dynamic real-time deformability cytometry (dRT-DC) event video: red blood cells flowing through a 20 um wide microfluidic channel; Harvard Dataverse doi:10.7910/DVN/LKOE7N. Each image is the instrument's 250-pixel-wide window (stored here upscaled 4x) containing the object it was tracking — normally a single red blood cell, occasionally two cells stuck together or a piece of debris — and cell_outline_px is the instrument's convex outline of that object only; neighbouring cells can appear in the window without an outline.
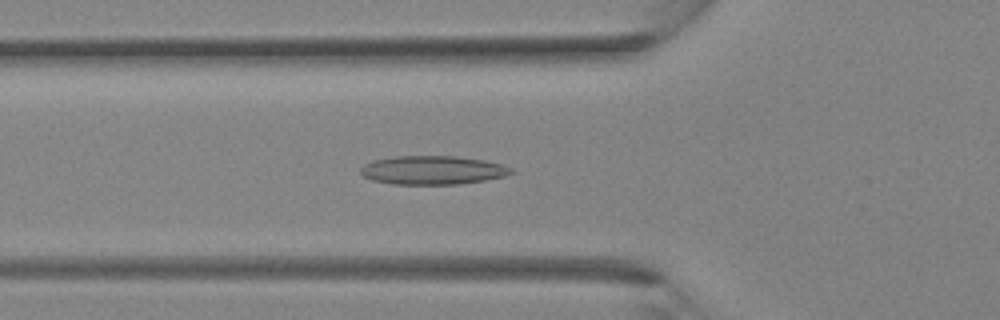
{"species": "Egyptian fruit bat (a non-hibernating species)", "species_latin": "Rousettus aegyptiacus", "temperature_condition": "room temperature", "stored_images_in_passage": 35, "camera_frame_rate_fps": 3000, "um_per_image_px": 0.085, "animal": {"sex": "female"}, "frame": {"image": 1, "passage_image": 12, "time_ms": 3.667, "image_size_px": [1000, 320], "cell_outline_px": [[516, 172], [504, 176], [484, 180], [460, 184], [392, 184], [372, 180], [364, 176], [360, 172], [360, 168], [364, 164], [372, 160], [396, 156], [456, 156], [484, 160], [504, 164], [512, 168]], "centroid_in_image_um": [36.79, 14.46], "position_along_channel_um": 89.0, "area_um2": 25.32}}
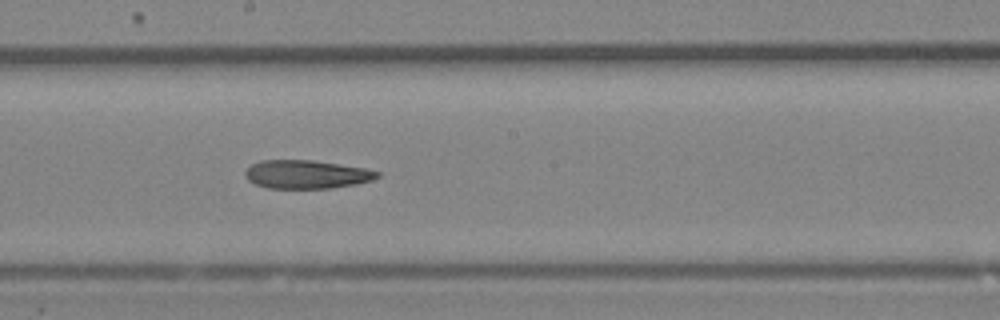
{"frame": {"image": 2, "passage_image": 19, "time_ms": 6.0, "image_size_px": [1000, 320], "cell_outline_px": [[380, 176], [372, 180], [356, 184], [328, 188], [268, 188], [256, 184], [248, 180], [244, 176], [244, 172], [252, 164], [260, 160], [312, 160], [364, 168], [380, 172]], "centroid_in_image_um": [26.04, 14.82], "position_along_channel_um": 222.2, "area_um2": 21.79}}
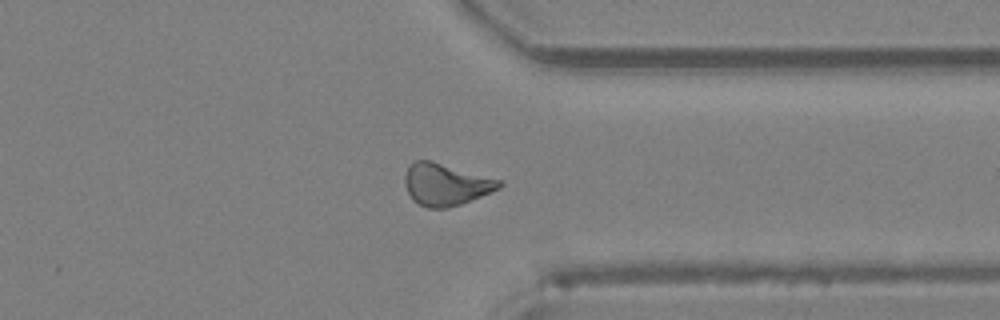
{"frame": {"image": 3, "passage_image": 27, "time_ms": 8.667, "image_size_px": [1000, 320], "cell_outline_px": [[504, 184], [500, 188], [472, 200], [448, 208], [428, 208], [412, 200], [404, 184], [404, 176], [408, 164], [416, 160], [432, 160], [504, 180]], "centroid_in_image_um": [37.9, 15.65], "position_along_channel_um": 373.5, "area_um2": 23.52}}